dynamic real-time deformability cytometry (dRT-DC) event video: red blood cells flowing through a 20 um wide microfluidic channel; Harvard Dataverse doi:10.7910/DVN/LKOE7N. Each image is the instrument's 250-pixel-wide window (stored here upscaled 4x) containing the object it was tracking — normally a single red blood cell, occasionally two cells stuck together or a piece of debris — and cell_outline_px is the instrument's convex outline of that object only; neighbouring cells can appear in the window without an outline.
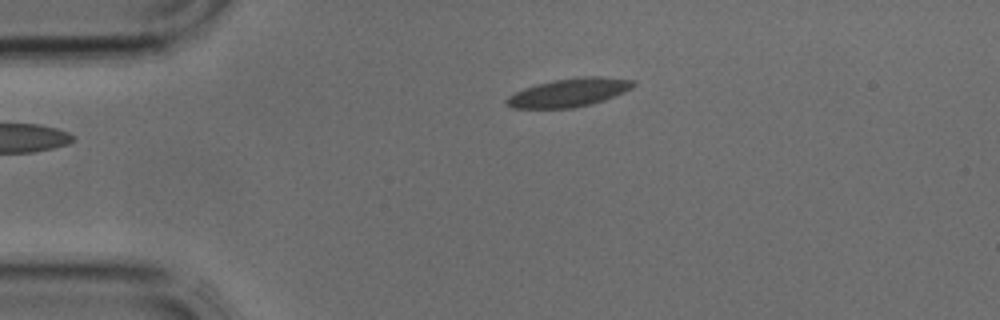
{"species": "common noctule bat (a hibernating species)", "species_latin": "Nyctalus noctula", "temperature_condition": "cold", "stored_images_in_passage": 32, "camera_frame_rate_fps": 3000, "um_per_image_px": 0.085, "animal": {"sex": "male", "body_mass_g": 17.9, "forearm_length_mm": 54.2}, "frame": {"image": 1, "passage_image": 1, "time_ms": 0.0, "image_size_px": [1000, 320], "cell_outline_px": [[636, 84], [632, 88], [624, 92], [604, 100], [592, 104], [572, 108], [512, 108], [504, 100], [508, 96], [524, 88], [556, 80], [584, 76], [600, 76], [636, 80]], "centroid_in_image_um": [48.42, 7.87], "position_along_channel_um": 36.6, "area_um2": 20.81}}
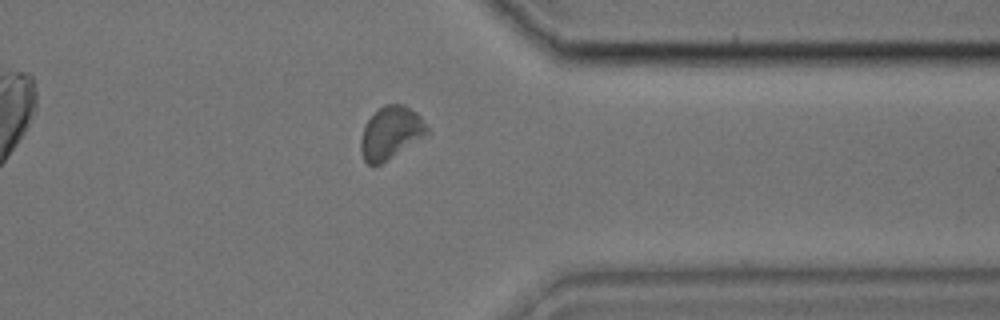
{"frame": {"image": 2, "passage_image": 24, "time_ms": 7.667, "image_size_px": [1000, 320], "cell_outline_px": [[432, 132], [428, 136], [380, 164], [368, 164], [364, 160], [360, 152], [360, 140], [364, 124], [384, 104], [404, 104], [416, 112], [420, 116]], "centroid_in_image_um": [33.25, 11.29], "position_along_channel_um": 378.1, "area_um2": 20.58}}
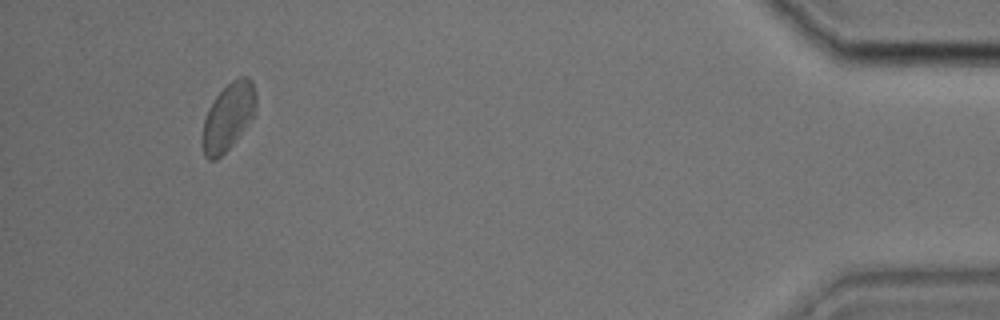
{"frame": {"image": 3, "passage_image": 30, "time_ms": 9.667, "image_size_px": [1000, 320], "cell_outline_px": [[256, 104], [252, 116], [232, 144], [216, 160], [208, 160], [204, 156], [200, 140], [204, 120], [208, 108], [216, 96], [232, 80], [240, 76], [248, 76], [252, 80], [256, 96]], "centroid_in_image_um": [19.35, 9.92], "position_along_channel_um": 415.8, "area_um2": 20.81}}